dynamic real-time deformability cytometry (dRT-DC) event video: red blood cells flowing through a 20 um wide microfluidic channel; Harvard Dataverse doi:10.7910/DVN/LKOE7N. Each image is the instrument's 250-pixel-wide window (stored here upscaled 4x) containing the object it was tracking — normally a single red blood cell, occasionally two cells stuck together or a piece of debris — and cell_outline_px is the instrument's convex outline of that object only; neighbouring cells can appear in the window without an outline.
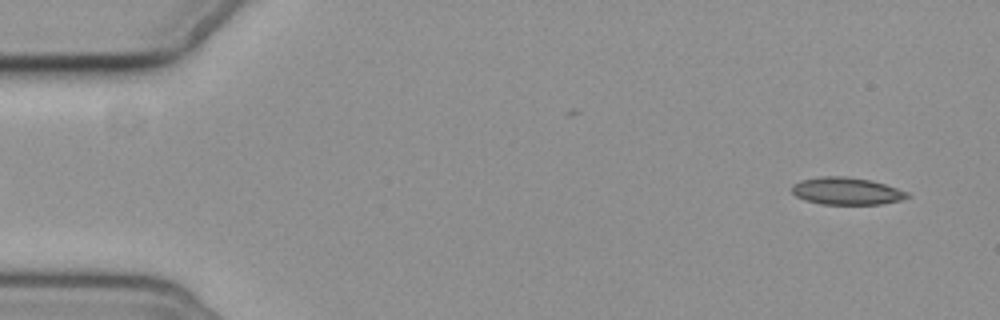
{"species": "common noctule bat (a hibernating species)", "species_latin": "Nyctalus noctula", "temperature_condition": "cold", "stored_images_in_passage": 6, "segment_of_instrument_passage": [2, 2], "camera_frame_rate_fps": 3000, "um_per_image_px": 0.085, "animal": {"sex": "female", "body_mass_g": 19.3, "forearm_length_mm": 54.1}, "frame": {"image": 1, "passage_image": 6, "time_ms": 6.0, "image_size_px": [1000, 320], "cell_outline_px": [[908, 196], [900, 200], [880, 204], [820, 204], [796, 196], [792, 192], [792, 184], [800, 180], [820, 176], [844, 176], [872, 180], [908, 192]], "centroid_in_image_um": [71.92, 16.23], "position_along_channel_um": 13.1, "area_um2": 18.21}}